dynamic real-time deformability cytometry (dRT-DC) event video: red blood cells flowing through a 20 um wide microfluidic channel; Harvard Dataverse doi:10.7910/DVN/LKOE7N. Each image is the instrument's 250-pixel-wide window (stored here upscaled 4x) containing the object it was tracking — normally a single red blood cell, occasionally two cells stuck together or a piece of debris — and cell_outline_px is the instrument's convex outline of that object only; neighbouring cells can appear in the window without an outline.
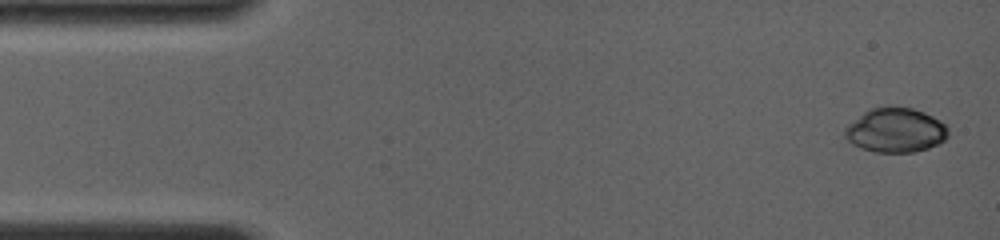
{"species": "common noctule bat (a hibernating species)", "species_latin": "Nyctalus noctula", "temperature_condition": "room temperature", "stored_images_in_passage": 43, "camera_frame_rate_fps": 4000, "um_per_image_px": 0.085, "animal": {"sex": "female", "body_mass_g": 19.0, "forearm_length_mm": 56.7}, "frame": {"image": 1, "passage_image": 1, "time_ms": 0.0, "image_size_px": [1000, 240], "cell_outline_px": [[948, 136], [944, 140], [928, 148], [916, 152], [876, 152], [860, 148], [852, 144], [844, 136], [844, 128], [848, 124], [868, 108], [888, 104], [912, 108], [924, 112], [940, 120], [948, 128]], "centroid_in_image_um": [76.09, 11.04], "position_along_channel_um": 8.9, "area_um2": 27.22}}
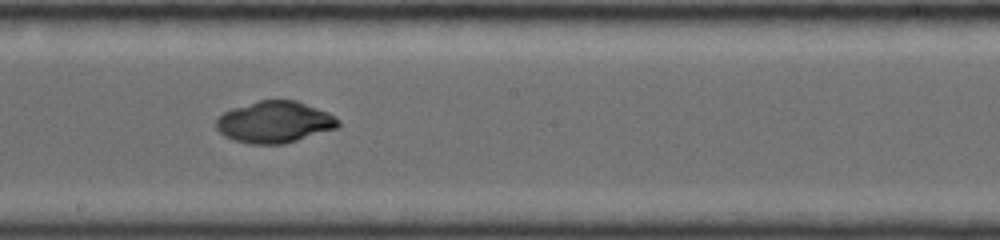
{"frame": {"image": 2, "passage_image": 24, "time_ms": 8.25, "image_size_px": [1000, 240], "cell_outline_px": [[340, 124], [336, 128], [284, 144], [252, 144], [232, 140], [224, 136], [216, 128], [216, 120], [224, 112], [232, 108], [260, 100], [296, 100], [328, 112], [336, 116], [340, 120]], "centroid_in_image_um": [23.34, 10.37], "position_along_channel_um": 224.9, "area_um2": 29.54}}
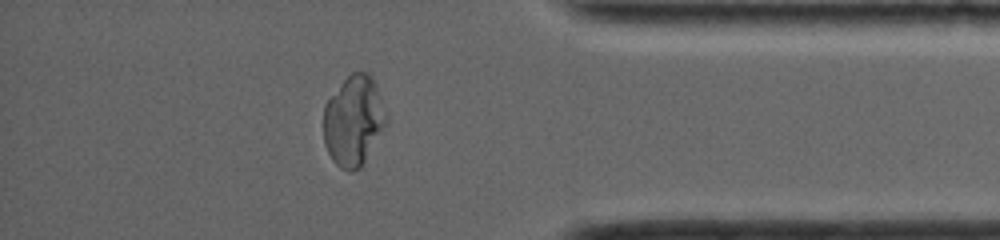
{"frame": {"image": 3, "passage_image": 41, "time_ms": 13.0, "image_size_px": [1000, 240], "cell_outline_px": [[388, 120], [364, 164], [360, 168], [352, 172], [348, 172], [340, 168], [332, 160], [324, 144], [324, 104], [344, 80], [352, 72], [368, 72], [372, 76], [388, 116]], "centroid_in_image_um": [30.06, 10.29], "position_along_channel_um": 405.1, "area_um2": 33.06}, "authors_computed_cell_mechanics": {"area_um2": 29.5358, "velocity_mm_per_s": 4.0314, "shape_relaxation_time_tau1_ms": 7.8616, "shape_relaxation_time_tau2_ms": null, "deformation_change_tau1": 0.2234, "deformation_change_tau2": null}}